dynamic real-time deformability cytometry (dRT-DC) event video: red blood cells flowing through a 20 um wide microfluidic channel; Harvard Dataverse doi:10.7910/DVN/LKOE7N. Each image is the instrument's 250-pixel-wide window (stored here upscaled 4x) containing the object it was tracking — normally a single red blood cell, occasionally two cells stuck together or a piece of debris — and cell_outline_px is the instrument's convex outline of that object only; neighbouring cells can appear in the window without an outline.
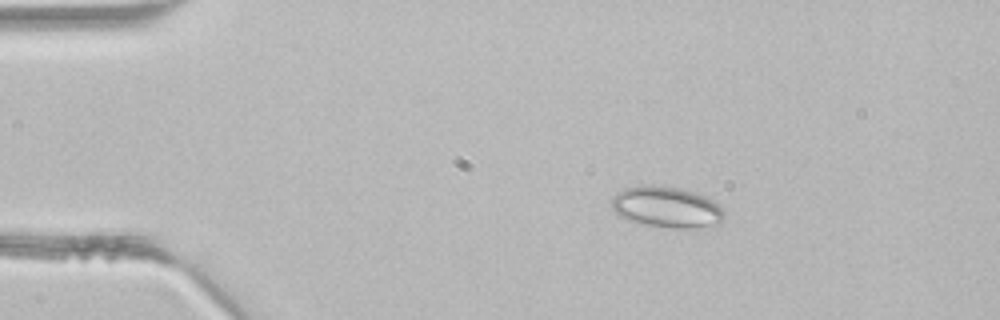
{"species": "common noctule bat (a hibernating species)", "species_latin": "Nyctalus noctula", "temperature_condition": "room temperature", "stored_images_in_passage": 2, "camera_frame_rate_fps": 3000, "um_per_image_px": 0.085, "animal": {"sex": "male", "body_mass_g": 21.5, "forearm_length_mm": 52.0}, "frame": {"image": 1, "passage_image": 1, "time_ms": 0.0, "image_size_px": [1000, 320], "cell_outline_px": [[724, 216], [720, 224], [696, 228], [672, 228], [644, 224], [628, 220], [620, 216], [612, 208], [612, 196], [616, 192], [624, 188], [680, 188], [696, 192], [720, 204], [724, 212]], "centroid_in_image_um": [56.72, 17.65], "position_along_channel_um": 28.3, "area_um2": 26.36}}
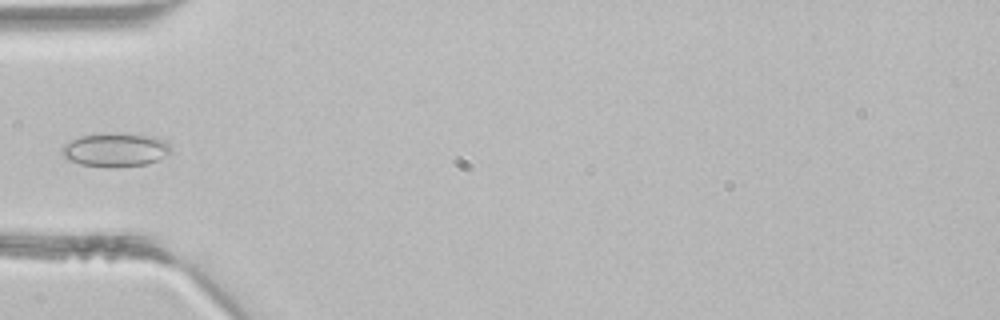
{"frame": {"image": 2, "passage_image": 2, "time_ms": 0.333, "image_size_px": [1000, 320], "cell_outline_px": [[172, 152], [148, 164], [112, 168], [104, 168], [80, 164], [64, 156], [64, 148], [72, 140], [84, 136], [152, 136], [164, 140], [168, 144]], "centroid_in_image_um": [9.88, 12.81], "position_along_channel_um": 75.1, "area_um2": 20.11}}